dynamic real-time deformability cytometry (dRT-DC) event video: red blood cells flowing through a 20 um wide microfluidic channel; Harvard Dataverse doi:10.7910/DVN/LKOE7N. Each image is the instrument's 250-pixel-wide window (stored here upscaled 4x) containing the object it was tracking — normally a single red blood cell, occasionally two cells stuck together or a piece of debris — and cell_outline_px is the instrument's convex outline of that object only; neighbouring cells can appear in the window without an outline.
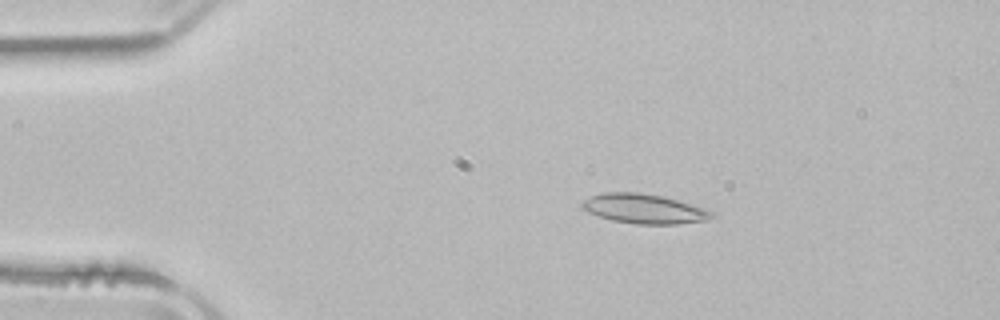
{"species": "common noctule bat (a hibernating species)", "species_latin": "Nyctalus noctula", "temperature_condition": "room temperature", "stored_images_in_passage": 52, "camera_frame_rate_fps": 3000, "um_per_image_px": 0.085, "animal": {"sex": "male", "body_mass_g": 21.5, "forearm_length_mm": 52.0}, "frame": {"image": 1, "passage_image": 10, "time_ms": 3.0, "image_size_px": [1000, 320], "cell_outline_px": [[716, 216], [708, 220], [680, 224], [636, 224], [612, 220], [588, 212], [580, 208], [580, 204], [584, 200], [592, 196], [604, 192], [640, 192], [664, 196], [708, 208], [716, 212]], "centroid_in_image_um": [54.83, 17.74], "position_along_channel_um": 30.2, "area_um2": 22.77}}
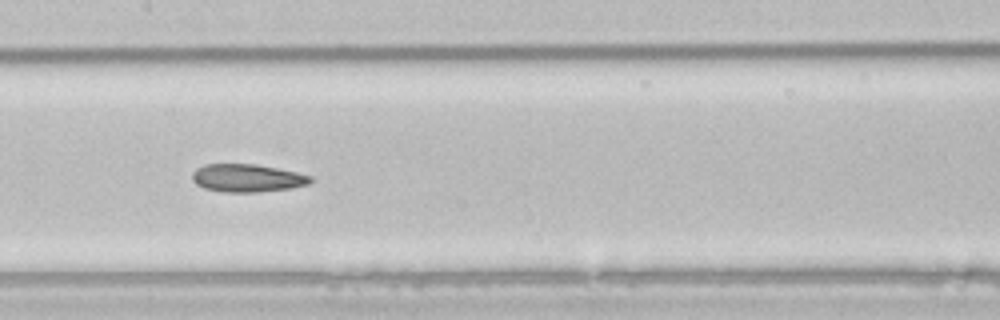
{"frame": {"image": 2, "passage_image": 26, "time_ms": 8.333, "image_size_px": [1000, 320], "cell_outline_px": [[312, 180], [308, 184], [292, 188], [256, 192], [220, 192], [204, 188], [196, 184], [192, 180], [192, 172], [196, 168], [204, 164], [256, 164], [296, 172], [312, 176]], "centroid_in_image_um": [20.98, 15.13], "position_along_channel_um": 186.4, "area_um2": 19.31}}
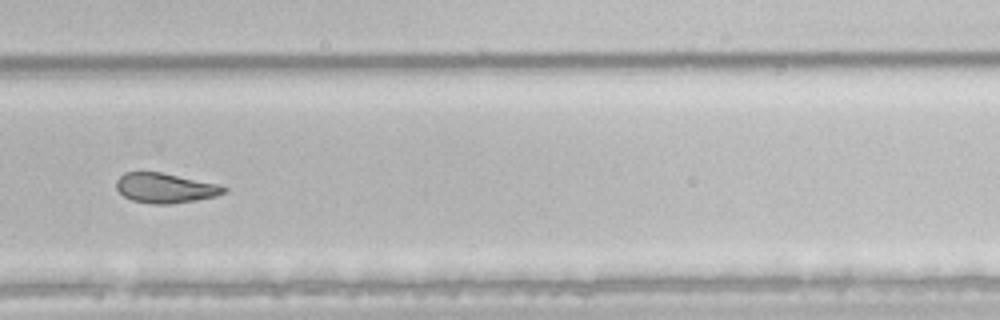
{"frame": {"image": 3, "passage_image": 36, "time_ms": 11.667, "image_size_px": [1000, 320], "cell_outline_px": [[228, 192], [216, 196], [196, 200], [168, 204], [152, 204], [132, 200], [124, 196], [116, 188], [116, 180], [124, 172], [160, 172], [216, 184], [228, 188]], "centroid_in_image_um": [14.03, 15.98], "position_along_channel_um": 315.8, "area_um2": 18.55}, "authors_computed_cell_mechanics": {"area_um2": 21.0681, "velocity_mm_per_s": 3.906, "shape_relaxation_time_tau1_ms": null, "shape_relaxation_time_tau2_ms": 4.1165, "deformation_change_tau1": null, "deformation_change_tau2": 0.1108}}